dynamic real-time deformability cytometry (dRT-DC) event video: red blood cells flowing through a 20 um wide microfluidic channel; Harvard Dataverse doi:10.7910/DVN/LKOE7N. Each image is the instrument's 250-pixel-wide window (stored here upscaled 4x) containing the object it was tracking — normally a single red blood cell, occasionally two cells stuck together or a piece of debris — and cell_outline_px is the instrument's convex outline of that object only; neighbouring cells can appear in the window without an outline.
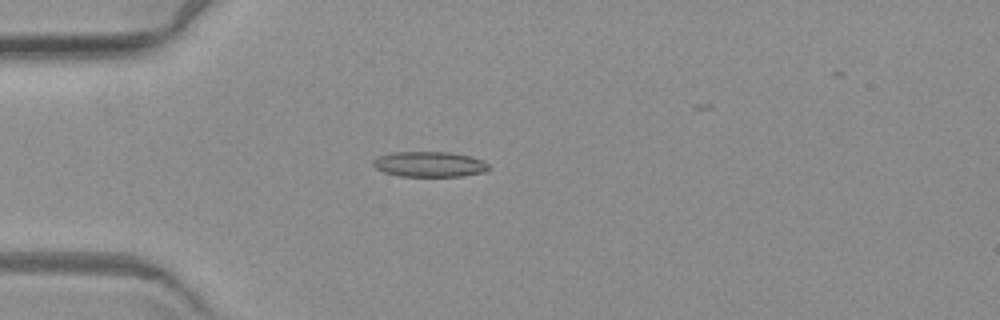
{"species": "common noctule bat (a hibernating species)", "species_latin": "Nyctalus noctula", "temperature_condition": "warm", "stored_images_in_passage": 5, "camera_frame_rate_fps": 3000, "um_per_image_px": 0.085, "animal": {"sex": "female", "body_mass_g": 19.3, "forearm_length_mm": 54.1}, "frame": {"image": 1, "passage_image": 4, "time_ms": 4.667, "image_size_px": [1000, 320], "cell_outline_px": [[492, 168], [488, 172], [460, 176], [400, 176], [384, 172], [376, 168], [372, 164], [372, 160], [376, 156], [392, 152], [448, 152], [472, 156], [488, 164]], "centroid_in_image_um": [36.51, 13.96], "position_along_channel_um": 48.5, "area_um2": 17.28}}